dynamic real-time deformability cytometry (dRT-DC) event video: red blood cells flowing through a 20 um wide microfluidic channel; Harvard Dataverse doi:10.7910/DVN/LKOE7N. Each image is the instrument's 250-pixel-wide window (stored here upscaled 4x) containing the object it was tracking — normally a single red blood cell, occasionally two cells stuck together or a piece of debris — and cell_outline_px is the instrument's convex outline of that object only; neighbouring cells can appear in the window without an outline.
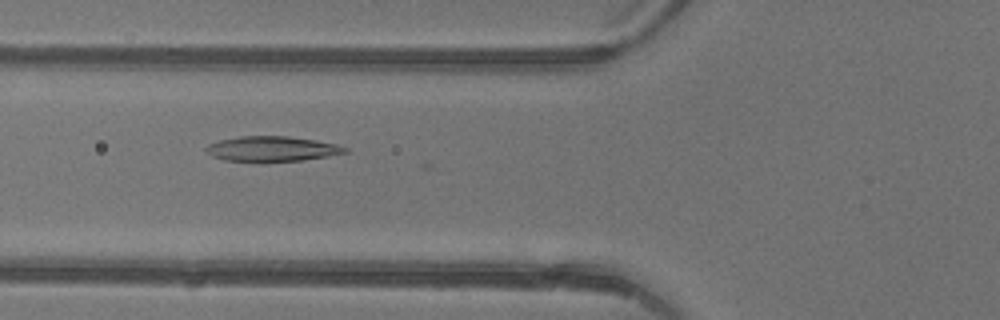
{"species": "common noctule bat (a hibernating species)", "species_latin": "Nyctalus noctula", "temperature_condition": "warm", "stored_images_in_passage": 6, "camera_frame_rate_fps": 3000, "um_per_image_px": 0.085, "animal": {"sex": "female"}, "frame": {"image": 1, "passage_image": 5, "time_ms": 1.333, "image_size_px": [1000, 320], "cell_outline_px": [[348, 152], [328, 156], [304, 160], [224, 160], [212, 156], [204, 148], [208, 144], [220, 140], [240, 136], [288, 136], [316, 140], [336, 144], [348, 148]], "centroid_in_image_um": [23.14, 12.63], "position_along_channel_um": 102.7, "area_um2": 19.88}}
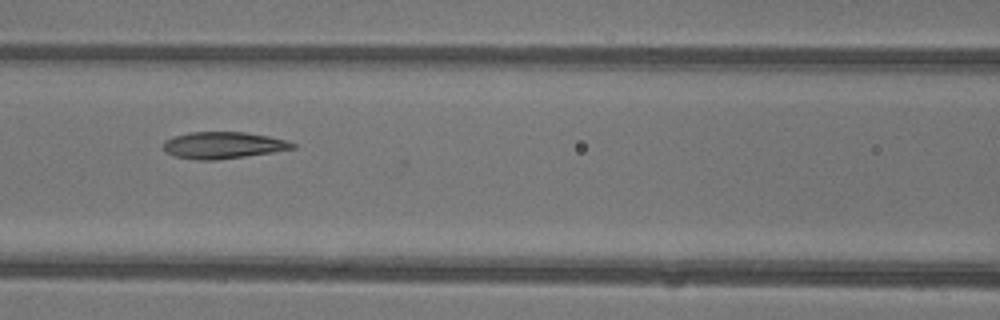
{"frame": {"image": 2, "passage_image": 6, "time_ms": 1.667, "image_size_px": [1000, 320], "cell_outline_px": [[296, 148], [272, 152], [216, 160], [196, 160], [172, 156], [164, 148], [164, 140], [172, 136], [188, 132], [244, 132], [268, 136], [288, 140], [296, 144]], "centroid_in_image_um": [18.95, 12.34], "position_along_channel_um": 147.6, "area_um2": 20.17}}